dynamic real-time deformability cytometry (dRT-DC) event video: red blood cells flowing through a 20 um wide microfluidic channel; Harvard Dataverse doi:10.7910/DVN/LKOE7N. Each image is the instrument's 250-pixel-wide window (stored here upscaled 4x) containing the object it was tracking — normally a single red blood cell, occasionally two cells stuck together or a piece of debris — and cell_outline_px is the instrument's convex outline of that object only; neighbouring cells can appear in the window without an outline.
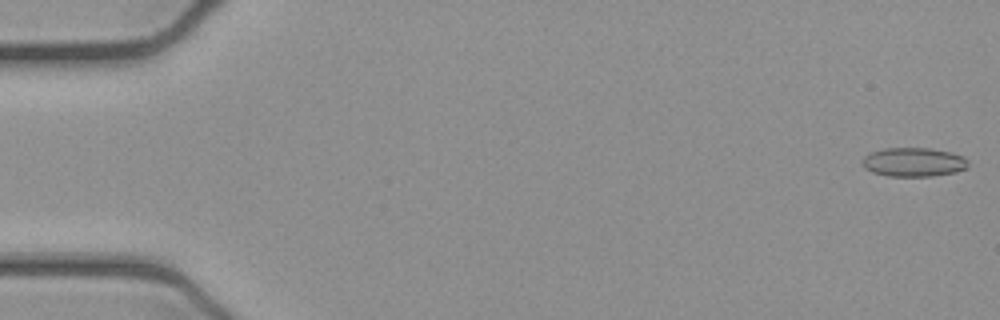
{"species": "common noctule bat (a hibernating species)", "species_latin": "Nyctalus noctula", "temperature_condition": "cold", "stored_images_in_passage": 53, "camera_frame_rate_fps": 3000, "um_per_image_px": 0.085, "animal": {"sex": "female", "body_mass_g": 21.9}, "frame": {"image": 1, "passage_image": 1, "time_ms": 0.0, "image_size_px": [1000, 320], "cell_outline_px": [[968, 168], [956, 172], [932, 176], [888, 176], [872, 172], [864, 168], [860, 160], [864, 156], [872, 152], [884, 148], [932, 148], [964, 156], [968, 160]], "centroid_in_image_um": [77.65, 13.78], "position_along_channel_um": 7.3, "area_um2": 18.03}}
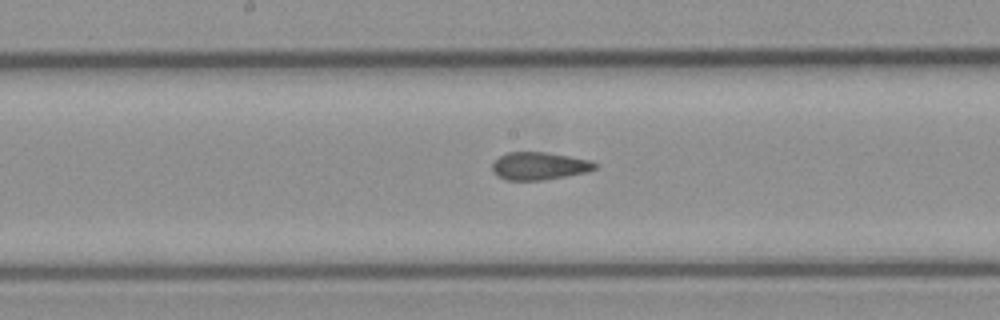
{"frame": {"image": 2, "passage_image": 27, "time_ms": 8.667, "image_size_px": [1000, 320], "cell_outline_px": [[600, 164], [596, 168], [588, 172], [544, 180], [504, 180], [496, 176], [492, 172], [492, 164], [500, 156], [508, 152], [544, 152], [592, 160]], "centroid_in_image_um": [45.85, 14.12], "position_along_channel_um": 202.3, "area_um2": 16.76}}
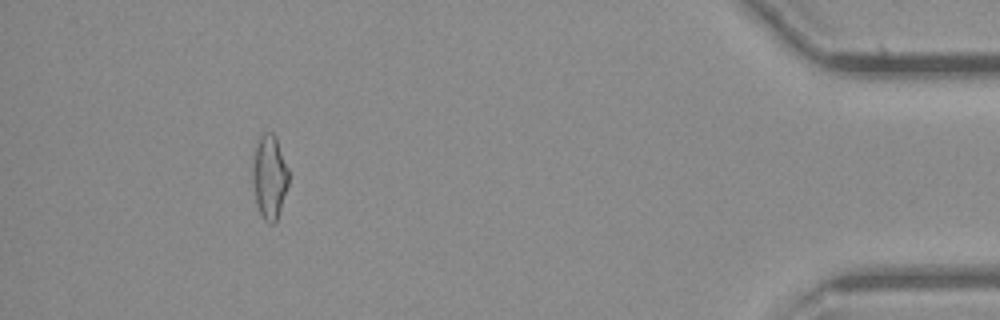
{"frame": {"image": 3, "passage_image": 48, "time_ms": 15.667, "image_size_px": [1000, 320], "cell_outline_px": [[288, 184], [276, 220], [272, 224], [268, 224], [264, 220], [260, 212], [256, 200], [252, 184], [252, 160], [260, 136], [264, 132], [272, 132], [276, 136], [288, 168]], "centroid_in_image_um": [22.89, 15.0], "position_along_channel_um": 412.3, "area_um2": 17.46}, "authors_computed_cell_mechanics": {"area_um2": 17.4556, "velocity_mm_per_s": 3.9135, "shape_relaxation_time_tau1_ms": null, "shape_relaxation_time_tau2_ms": 1.4019, "deformation_change_tau1": null, "deformation_change_tau2": 0.0857}}